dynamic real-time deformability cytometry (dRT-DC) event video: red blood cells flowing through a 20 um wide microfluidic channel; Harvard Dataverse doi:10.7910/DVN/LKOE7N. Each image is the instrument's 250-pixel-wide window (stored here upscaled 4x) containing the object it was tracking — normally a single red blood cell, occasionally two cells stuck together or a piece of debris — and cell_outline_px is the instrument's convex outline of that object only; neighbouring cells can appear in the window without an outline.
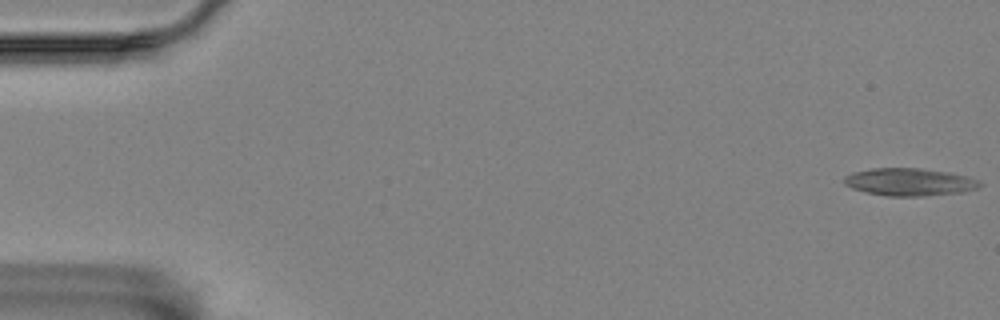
{"species": "Egyptian fruit bat (a non-hibernating species)", "species_latin": "Rousettus aegyptiacus", "temperature_condition": "room temperature", "stored_images_in_passage": 57, "camera_frame_rate_fps": 3000, "um_per_image_px": 0.085, "animal": {"sex": "female"}, "frame": {"image": 1, "passage_image": 1, "time_ms": 0.0, "image_size_px": [1000, 320], "cell_outline_px": [[984, 184], [976, 188], [964, 192], [924, 196], [888, 196], [864, 192], [852, 188], [844, 184], [844, 176], [852, 172], [872, 168], [920, 168], [948, 172], [968, 176], [980, 180]], "centroid_in_image_um": [77.32, 15.47], "position_along_channel_um": 7.7, "area_um2": 22.02}}
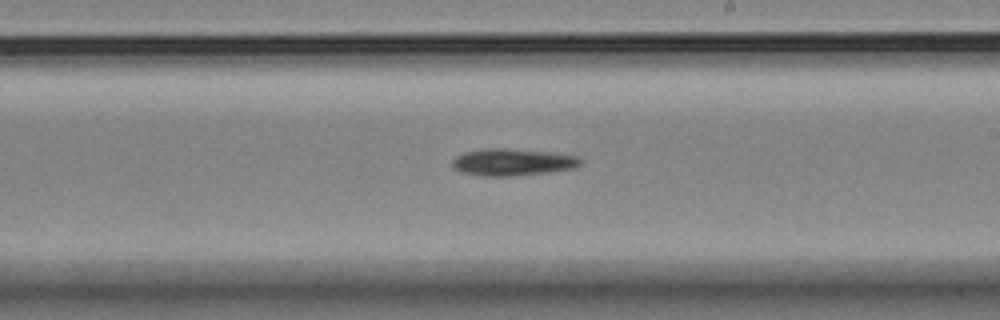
{"frame": {"image": 2, "passage_image": 33, "time_ms": 10.667, "image_size_px": [1000, 320], "cell_outline_px": [[584, 160], [576, 168], [548, 172], [508, 176], [484, 176], [460, 172], [452, 168], [452, 160], [456, 156], [464, 152], [484, 148], [504, 148], [552, 152], [580, 156]], "centroid_in_image_um": [43.58, 13.77], "position_along_channel_um": 245.4, "area_um2": 20.4}}
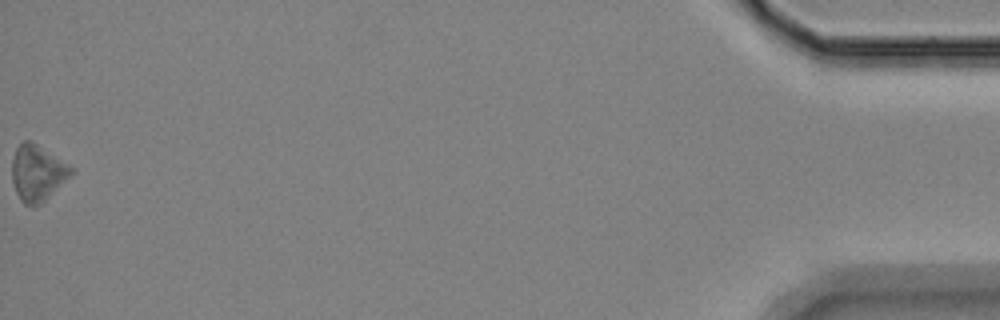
{"frame": {"image": 3, "passage_image": 57, "time_ms": 18.667, "image_size_px": [1000, 320], "cell_outline_px": [[76, 172], [72, 176], [40, 204], [24, 204], [20, 200], [16, 192], [12, 180], [12, 160], [16, 148], [24, 140], [32, 140], [68, 164]], "centroid_in_image_um": [3.19, 14.68], "position_along_channel_um": 432.0, "area_um2": 19.31}, "authors_computed_cell_mechanics": {"area_um2": 19.363, "velocity_mm_per_s": 3.5117, "shape_relaxation_time_tau1_ms": 3.3112, "shape_relaxation_time_tau2_ms": null, "deformation_change_tau1": 0.1129, "deformation_change_tau2": null}}